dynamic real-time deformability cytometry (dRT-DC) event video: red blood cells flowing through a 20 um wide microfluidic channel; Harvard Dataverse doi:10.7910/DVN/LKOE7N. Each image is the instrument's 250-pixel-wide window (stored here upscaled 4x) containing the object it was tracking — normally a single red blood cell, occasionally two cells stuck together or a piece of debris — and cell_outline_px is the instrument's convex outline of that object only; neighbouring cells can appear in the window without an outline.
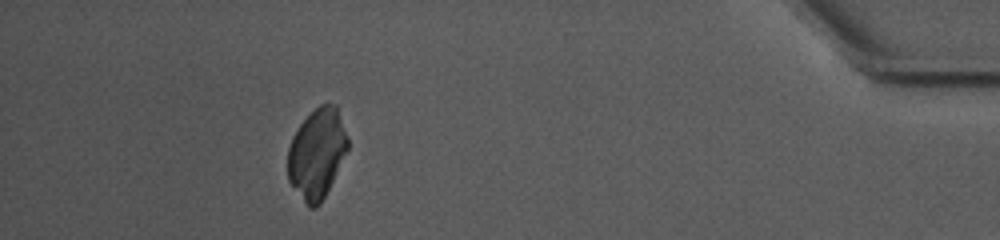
{"species": "common noctule bat (a hibernating species)", "species_latin": "Nyctalus noctula", "temperature_condition": "warm", "stored_images_in_passage": 49, "camera_frame_rate_fps": 3000, "um_per_image_px": 0.085, "animal": {"sex": "female", "body_mass_g": 10.0, "forearm_length_mm": 53.1}, "frame": {"image": 1, "passage_image": 44, "time_ms": 14.333, "image_size_px": [1000, 240], "cell_outline_px": [[348, 148], [320, 204], [316, 208], [308, 208], [288, 180], [288, 148], [292, 136], [300, 124], [320, 104], [336, 104], [348, 140]], "centroid_in_image_um": [26.91, 13.06], "position_along_channel_um": 408.3, "area_um2": 30.92}}